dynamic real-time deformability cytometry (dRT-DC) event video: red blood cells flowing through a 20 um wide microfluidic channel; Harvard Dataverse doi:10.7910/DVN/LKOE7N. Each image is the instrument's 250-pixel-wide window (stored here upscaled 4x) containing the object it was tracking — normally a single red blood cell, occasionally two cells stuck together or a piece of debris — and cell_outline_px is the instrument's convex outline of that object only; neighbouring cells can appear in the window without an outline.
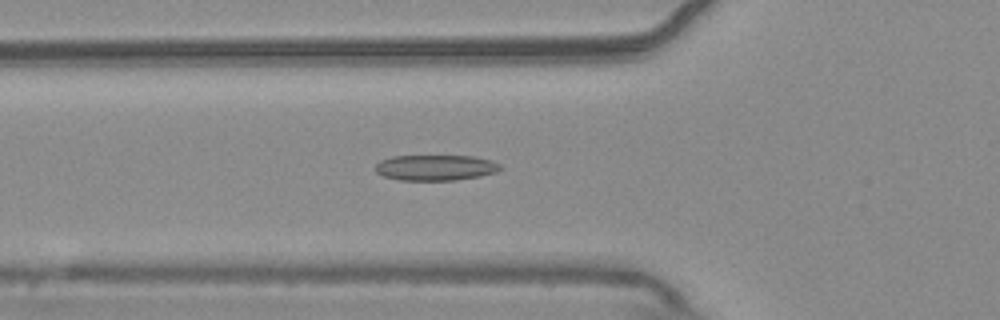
{"species": "common noctule bat (a hibernating species)", "species_latin": "Nyctalus noctula", "temperature_condition": "warm", "stored_images_in_passage": 54, "camera_frame_rate_fps": 3000, "um_per_image_px": 0.085, "animal": {"sex": "male", "body_mass_g": 20.4}, "frame": {"image": 1, "passage_image": 19, "time_ms": 6.0, "image_size_px": [1000, 320], "cell_outline_px": [[504, 168], [496, 172], [480, 176], [456, 180], [400, 180], [384, 176], [376, 172], [376, 164], [380, 160], [392, 156], [472, 156], [492, 160], [500, 164]], "centroid_in_image_um": [37.05, 14.24], "position_along_channel_um": 88.8, "area_um2": 18.73}}
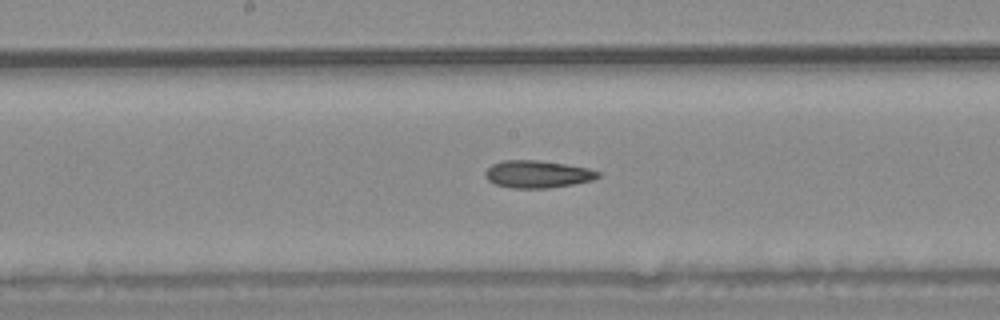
{"frame": {"image": 2, "passage_image": 28, "time_ms": 9.0, "image_size_px": [1000, 320], "cell_outline_px": [[600, 176], [592, 180], [572, 184], [548, 188], [512, 188], [496, 184], [488, 180], [484, 176], [484, 172], [492, 164], [504, 160], [536, 160], [564, 164], [588, 168], [600, 172]], "centroid_in_image_um": [45.66, 14.8], "position_along_channel_um": 202.5, "area_um2": 17.86}}
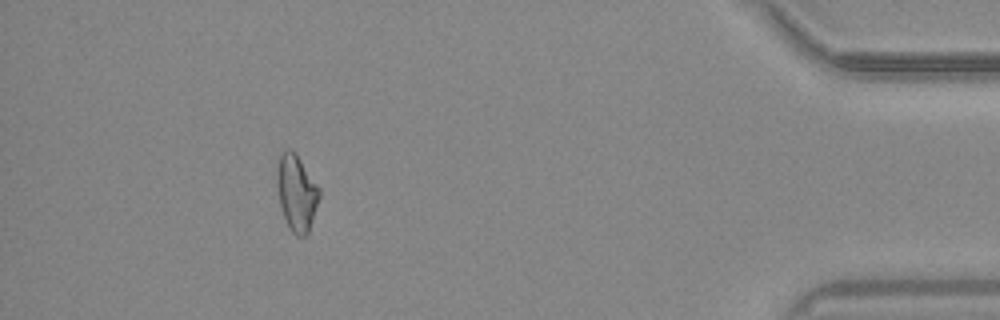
{"frame": {"image": 3, "passage_image": 49, "time_ms": 16.0, "image_size_px": [1000, 320], "cell_outline_px": [[320, 196], [308, 232], [304, 236], [296, 236], [292, 232], [284, 216], [280, 204], [276, 184], [276, 172], [280, 152], [288, 148], [292, 148], [296, 152], [320, 188]], "centroid_in_image_um": [25.19, 16.32], "position_along_channel_um": 410.0, "area_um2": 18.9}, "authors_computed_cell_mechanics": {"area_um2": 18.5249, "velocity_mm_per_s": 3.7645, "shape_relaxation_time_tau1_ms": null, "shape_relaxation_time_tau2_ms": 8.9588, "deformation_change_tau1": null, "deformation_change_tau2": 0.2052}}